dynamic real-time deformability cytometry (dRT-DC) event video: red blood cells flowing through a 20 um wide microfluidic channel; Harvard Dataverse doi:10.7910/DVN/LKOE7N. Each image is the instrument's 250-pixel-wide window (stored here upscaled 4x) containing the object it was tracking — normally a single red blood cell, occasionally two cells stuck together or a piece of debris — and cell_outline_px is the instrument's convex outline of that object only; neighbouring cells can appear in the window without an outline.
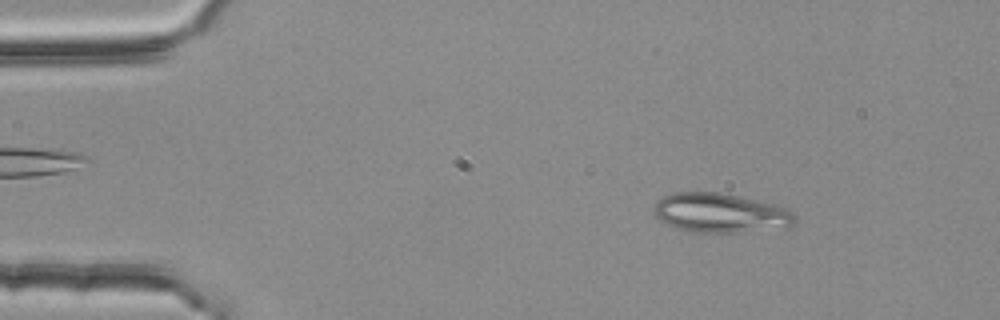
{"species": "common noctule bat (a hibernating species)", "species_latin": "Nyctalus noctula", "temperature_condition": "room temperature", "stored_images_in_passage": 52, "camera_frame_rate_fps": 3000, "um_per_image_px": 0.085, "animal": {"sex": "female", "body_mass_g": 25.1}, "frame": {"image": 1, "passage_image": 7, "time_ms": 2.0, "image_size_px": [1000, 320], "cell_outline_px": [[796, 216], [792, 224], [788, 228], [744, 232], [692, 232], [668, 224], [660, 220], [652, 212], [656, 200], [664, 196], [676, 192], [724, 192], [776, 204], [792, 212]], "centroid_in_image_um": [61.25, 18.09], "position_along_channel_um": 23.7, "area_um2": 32.6}}
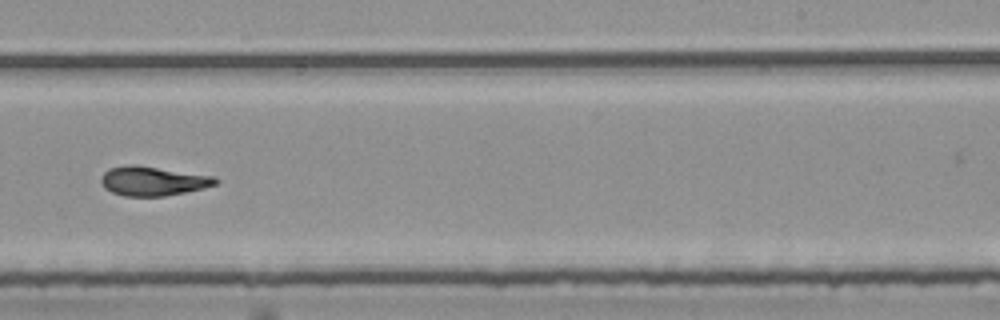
{"frame": {"image": 2, "passage_image": 33, "time_ms": 10.667, "image_size_px": [1000, 320], "cell_outline_px": [[220, 184], [204, 188], [164, 196], [124, 196], [112, 192], [104, 188], [100, 180], [100, 176], [108, 168], [128, 164], [212, 176], [220, 180]], "centroid_in_image_um": [12.97, 15.4], "position_along_channel_um": 276.0, "area_um2": 19.36}}
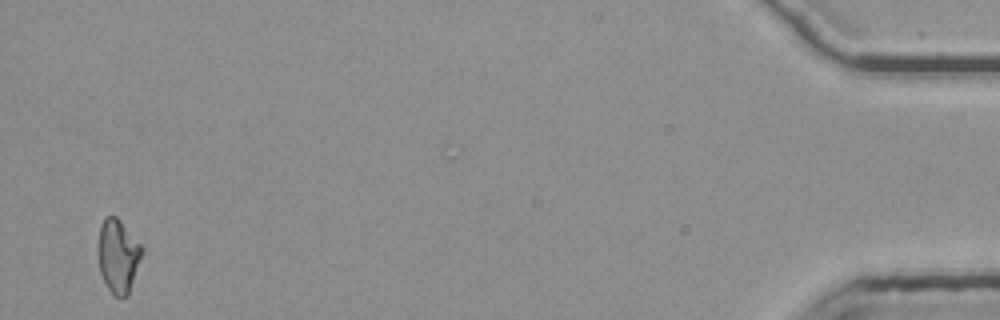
{"frame": {"image": 3, "passage_image": 52, "time_ms": 17.0, "image_size_px": [1000, 320], "cell_outline_px": [[144, 252], [128, 296], [112, 296], [100, 272], [96, 252], [96, 248], [100, 224], [104, 216], [116, 216], [120, 220], [144, 248]], "centroid_in_image_um": [10.02, 21.74], "position_along_channel_um": 425.2, "area_um2": 19.31}, "authors_computed_cell_mechanics": {"area_um2": 19.6231, "velocity_mm_per_s": 3.7947, "shape_relaxation_time_tau1_ms": 8.7431, "shape_relaxation_time_tau2_ms": 3.8455, "deformation_change_tau1": 0.2186, "deformation_change_tau2": 0.1011}}